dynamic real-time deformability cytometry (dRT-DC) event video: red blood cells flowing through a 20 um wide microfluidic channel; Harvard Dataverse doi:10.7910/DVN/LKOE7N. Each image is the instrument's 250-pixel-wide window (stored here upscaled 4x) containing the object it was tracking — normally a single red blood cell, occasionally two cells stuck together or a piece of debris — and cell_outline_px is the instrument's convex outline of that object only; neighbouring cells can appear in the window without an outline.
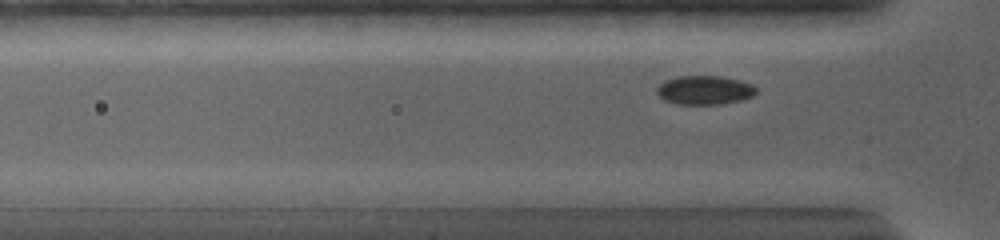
{"species": "common noctule bat (a hibernating species)", "species_latin": "Nyctalus noctula", "temperature_condition": "warm", "stored_images_in_passage": 31, "camera_frame_rate_fps": 5000, "um_per_image_px": 0.085, "animal": {"sex": "female", "body_mass_g": 19.0, "forearm_length_mm": 56.7}, "frame": {"image": 1, "passage_image": 7, "time_ms": 2.2, "image_size_px": [1000, 240], "cell_outline_px": [[756, 92], [752, 96], [740, 100], [720, 104], [676, 104], [664, 100], [656, 92], [656, 88], [664, 80], [676, 76], [720, 76], [740, 80], [752, 84], [756, 88]], "centroid_in_image_um": [59.86, 7.65], "position_along_channel_um": 65.9, "area_um2": 16.76}}
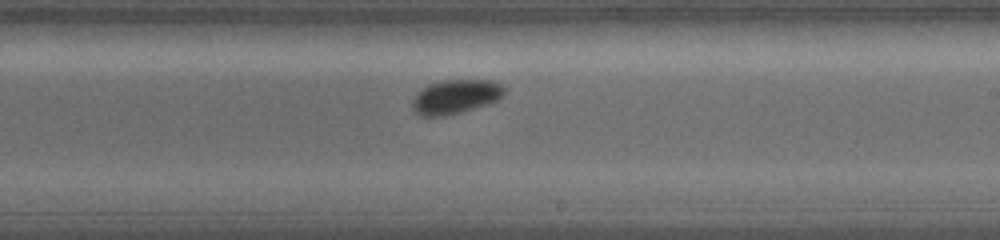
{"frame": {"image": 2, "passage_image": 21, "time_ms": 7.2, "image_size_px": [1000, 240], "cell_outline_px": [[504, 96], [500, 100], [460, 112], [444, 116], [420, 116], [412, 108], [412, 100], [416, 92], [428, 84], [440, 80], [492, 80], [500, 84], [504, 88]], "centroid_in_image_um": [38.7, 8.21], "position_along_channel_um": 250.3, "area_um2": 18.44}}
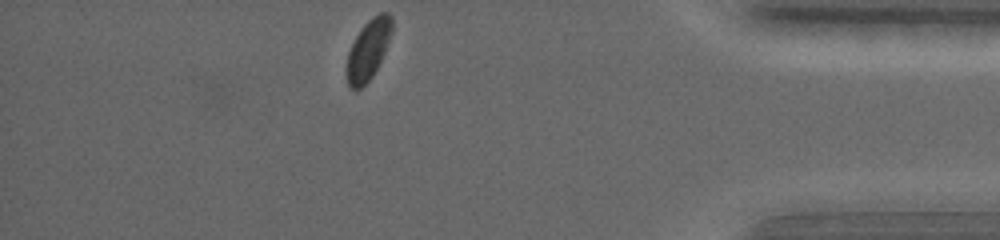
{"frame": {"image": 3, "passage_image": 31, "time_ms": 12.4, "image_size_px": [1000, 240], "cell_outline_px": [[392, 32], [384, 52], [372, 76], [356, 92], [348, 88], [344, 68], [348, 52], [360, 28], [372, 16], [380, 12], [388, 12], [392, 16]], "centroid_in_image_um": [31.25, 4.24], "position_along_channel_um": 403.9, "area_um2": 16.13}, "authors_computed_cell_mechanics": {"area_um2": 17.7446, "velocity_mm_per_s": 3.6887, "shape_relaxation_time_tau1_ms": 1.0476, "shape_relaxation_time_tau2_ms": null, "deformation_change_tau1": 0.0508, "deformation_change_tau2": null}}